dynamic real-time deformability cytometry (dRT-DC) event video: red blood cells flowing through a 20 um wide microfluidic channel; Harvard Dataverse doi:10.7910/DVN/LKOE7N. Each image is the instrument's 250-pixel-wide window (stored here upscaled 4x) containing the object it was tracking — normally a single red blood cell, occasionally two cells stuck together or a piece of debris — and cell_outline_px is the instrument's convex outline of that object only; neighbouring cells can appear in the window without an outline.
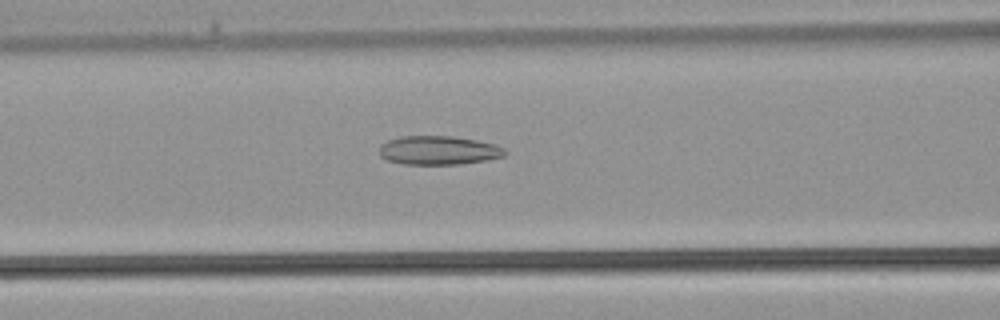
{"species": "common noctule bat (a hibernating species)", "species_latin": "Nyctalus noctula", "temperature_condition": "warm", "stored_images_in_passage": 37, "camera_frame_rate_fps": 3000, "um_per_image_px": 0.085, "animal": {"sex": "male", "body_mass_g": 21.5, "forearm_length_mm": 52.0}, "frame": {"image": 1, "passage_image": 15, "time_ms": 4.667, "image_size_px": [1000, 320], "cell_outline_px": [[508, 152], [504, 156], [488, 160], [460, 164], [404, 164], [384, 160], [380, 156], [380, 144], [388, 140], [400, 136], [452, 136], [476, 140], [496, 144], [504, 148]], "centroid_in_image_um": [37.28, 12.78], "position_along_channel_um": 129.3, "area_um2": 21.33}}
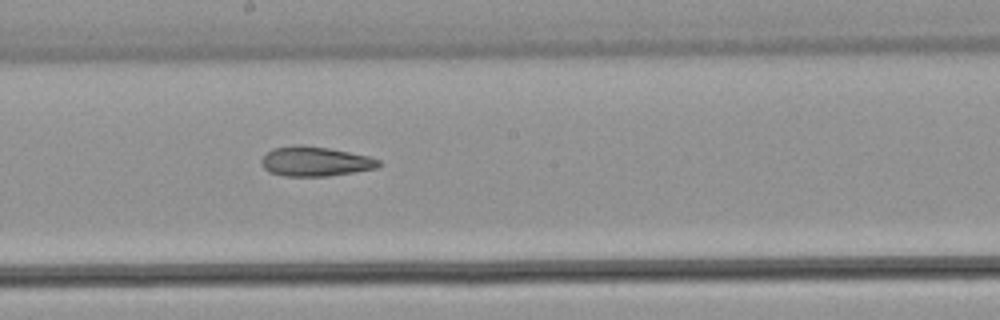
{"frame": {"image": 2, "passage_image": 20, "time_ms": 6.333, "image_size_px": [1000, 320], "cell_outline_px": [[380, 164], [376, 168], [328, 176], [284, 176], [268, 172], [260, 164], [260, 160], [272, 148], [296, 144], [304, 144], [328, 148], [368, 156], [380, 160]], "centroid_in_image_um": [26.73, 13.71], "position_along_channel_um": 221.5, "area_um2": 20.29}}
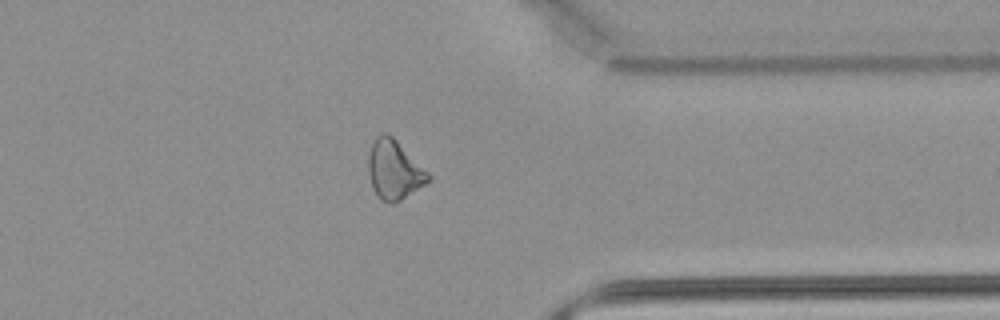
{"frame": {"image": 3, "passage_image": 29, "time_ms": 9.333, "image_size_px": [1000, 320], "cell_outline_px": [[432, 180], [400, 200], [392, 204], [388, 204], [380, 200], [376, 196], [372, 188], [368, 172], [368, 156], [372, 144], [376, 136], [380, 132], [384, 132], [392, 136], [432, 176]], "centroid_in_image_um": [33.49, 14.46], "position_along_channel_um": 377.9, "area_um2": 20.75}}